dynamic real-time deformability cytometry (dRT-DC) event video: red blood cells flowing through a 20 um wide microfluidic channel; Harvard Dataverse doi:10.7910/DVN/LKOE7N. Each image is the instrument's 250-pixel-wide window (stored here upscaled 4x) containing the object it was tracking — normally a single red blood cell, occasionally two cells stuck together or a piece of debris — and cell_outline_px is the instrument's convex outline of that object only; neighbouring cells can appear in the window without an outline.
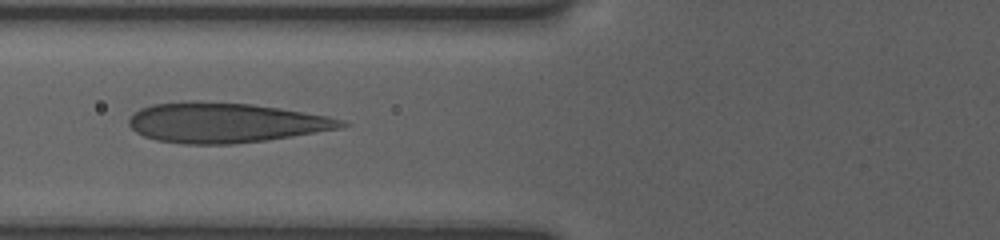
{"species": "human", "species_latin": "Homo sapiens", "temperature_condition": "room temperature", "stored_images_in_passage": 6, "camera_frame_rate_fps": 3000, "um_per_image_px": 0.085, "donor": {"sex": "female"}, "frame": {"image": 1, "passage_image": 4, "time_ms": 3.0, "image_size_px": [1000, 240], "cell_outline_px": [[348, 124], [340, 128], [292, 136], [264, 140], [232, 144], [184, 144], [156, 140], [144, 136], [136, 132], [128, 124], [128, 120], [140, 108], [152, 104], [252, 104], [280, 108], [328, 116], [344, 120]], "centroid_in_image_um": [19.19, 10.47], "position_along_channel_um": 106.6, "area_um2": 47.92}}
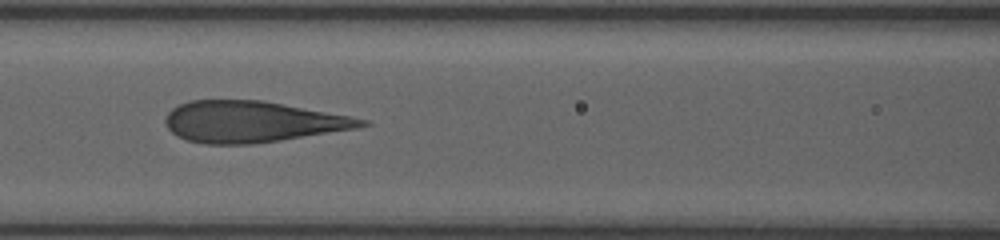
{"frame": {"image": 2, "passage_image": 5, "time_ms": 4.0, "image_size_px": [1000, 240], "cell_outline_px": [[372, 124], [352, 128], [280, 140], [252, 144], [204, 144], [188, 140], [176, 136], [168, 128], [164, 120], [168, 112], [172, 108], [188, 100], [264, 100], [348, 116], [368, 120]], "centroid_in_image_um": [21.36, 10.34], "position_along_channel_um": 145.2, "area_um2": 46.59}}